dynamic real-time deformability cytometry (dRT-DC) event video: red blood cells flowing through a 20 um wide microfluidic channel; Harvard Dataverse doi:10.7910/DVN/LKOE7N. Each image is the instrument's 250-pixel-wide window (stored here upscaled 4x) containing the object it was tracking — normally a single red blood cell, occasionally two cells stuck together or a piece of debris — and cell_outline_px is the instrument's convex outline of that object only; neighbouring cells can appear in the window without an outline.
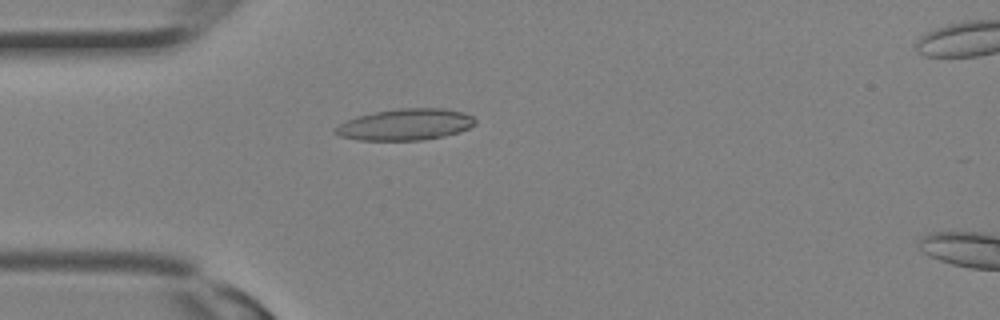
{"species": "Egyptian fruit bat (a non-hibernating species)", "species_latin": "Rousettus aegyptiacus", "temperature_condition": "room temperature", "stored_images_in_passage": 3, "camera_frame_rate_fps": 3000, "um_per_image_px": 0.085, "animal": {"sex": "female"}, "frame": {"image": 1, "passage_image": 2, "time_ms": 0.333, "image_size_px": [1000, 320], "cell_outline_px": [[476, 124], [460, 132], [444, 136], [424, 140], [360, 140], [340, 136], [332, 132], [332, 128], [356, 116], [376, 112], [400, 108], [444, 108], [464, 112], [472, 116], [476, 120]], "centroid_in_image_um": [34.47, 10.58], "position_along_channel_um": 50.5, "area_um2": 25.72}}